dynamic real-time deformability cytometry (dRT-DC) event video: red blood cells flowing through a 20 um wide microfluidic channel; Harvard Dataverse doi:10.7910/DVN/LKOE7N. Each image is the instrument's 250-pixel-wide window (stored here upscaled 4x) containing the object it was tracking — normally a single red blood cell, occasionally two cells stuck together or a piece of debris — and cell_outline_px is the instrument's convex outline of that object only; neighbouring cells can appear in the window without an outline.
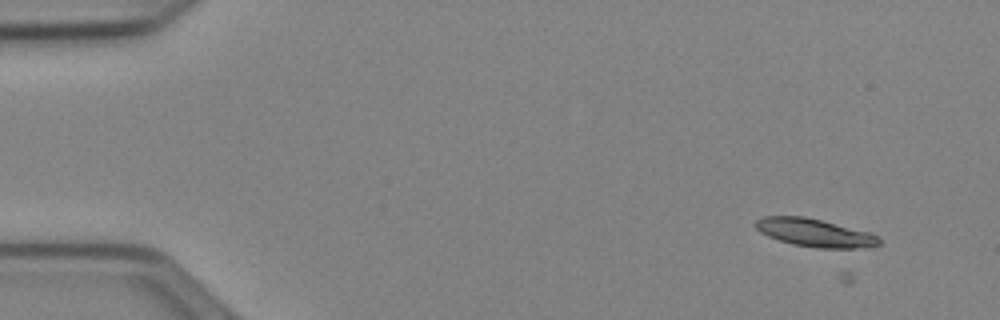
{"species": "Egyptian fruit bat (a non-hibernating species)", "species_latin": "Rousettus aegyptiacus", "temperature_condition": "cold", "stored_images_in_passage": 8, "camera_frame_rate_fps": 3000, "um_per_image_px": 0.085, "animal": {"sex": "female"}, "frame": {"image": 1, "passage_image": 5, "time_ms": 1.333, "image_size_px": [1000, 320], "cell_outline_px": [[880, 244], [864, 248], [820, 248], [792, 244], [768, 236], [760, 232], [752, 224], [756, 220], [764, 216], [804, 216], [868, 232], [880, 236]], "centroid_in_image_um": [69.23, 19.78], "position_along_channel_um": 15.8, "area_um2": 20.06}}